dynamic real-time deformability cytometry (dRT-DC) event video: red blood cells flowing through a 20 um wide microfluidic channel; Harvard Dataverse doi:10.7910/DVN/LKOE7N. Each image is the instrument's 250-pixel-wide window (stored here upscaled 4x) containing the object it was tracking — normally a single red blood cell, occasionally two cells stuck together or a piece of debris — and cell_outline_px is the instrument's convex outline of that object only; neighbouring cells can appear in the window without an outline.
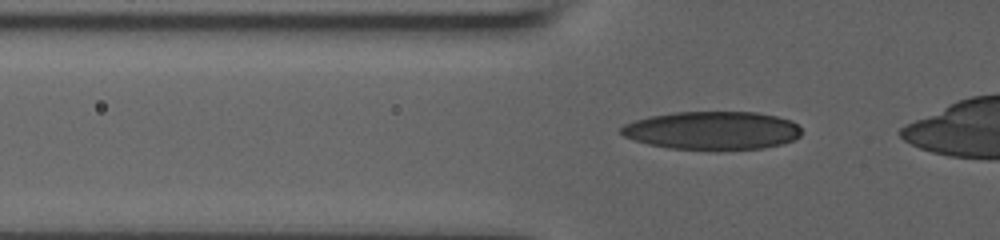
{"species": "human", "species_latin": "Homo sapiens", "temperature_condition": "room temperature", "stored_images_in_passage": 34, "camera_frame_rate_fps": 3000, "um_per_image_px": 0.085, "donor": {"sex": "male"}, "frame": {"image": 1, "passage_image": 4, "time_ms": 1.0, "image_size_px": [1000, 240], "cell_outline_px": [[800, 136], [792, 140], [780, 144], [760, 148], [668, 148], [648, 144], [624, 136], [620, 132], [620, 128], [624, 124], [648, 116], [672, 112], [756, 112], [776, 116], [792, 120], [800, 128]], "centroid_in_image_um": [60.52, 11.06], "position_along_channel_um": 65.3, "area_um2": 39.54}}
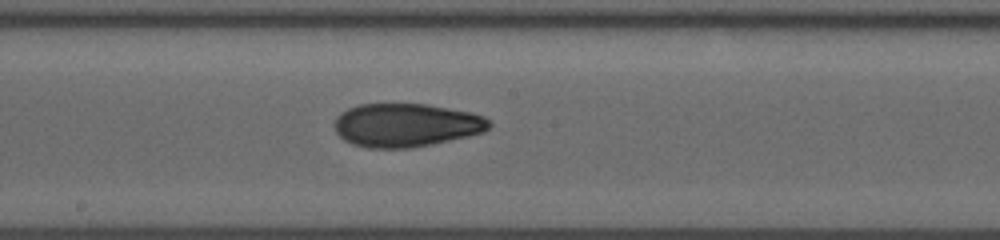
{"frame": {"image": 2, "passage_image": 16, "time_ms": 5.0, "image_size_px": [1000, 240], "cell_outline_px": [[492, 124], [484, 132], [468, 136], [432, 144], [412, 148], [368, 148], [352, 144], [344, 140], [336, 132], [336, 116], [340, 112], [348, 108], [360, 104], [428, 104], [472, 112], [484, 116]], "centroid_in_image_um": [34.53, 10.63], "position_along_channel_um": 213.7, "area_um2": 39.3}}
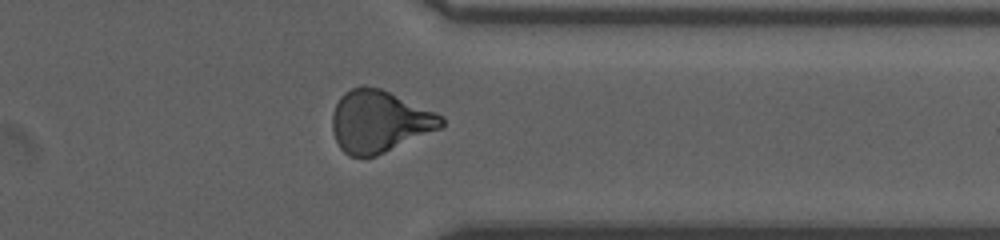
{"frame": {"image": 3, "passage_image": 29, "time_ms": 9.333, "image_size_px": [1000, 240], "cell_outline_px": [[444, 124], [440, 128], [376, 156], [348, 156], [340, 148], [332, 132], [332, 112], [340, 96], [344, 92], [352, 88], [364, 84], [380, 88], [436, 112], [444, 116]], "centroid_in_image_um": [32.21, 10.3], "position_along_channel_um": 379.2, "area_um2": 39.36}}